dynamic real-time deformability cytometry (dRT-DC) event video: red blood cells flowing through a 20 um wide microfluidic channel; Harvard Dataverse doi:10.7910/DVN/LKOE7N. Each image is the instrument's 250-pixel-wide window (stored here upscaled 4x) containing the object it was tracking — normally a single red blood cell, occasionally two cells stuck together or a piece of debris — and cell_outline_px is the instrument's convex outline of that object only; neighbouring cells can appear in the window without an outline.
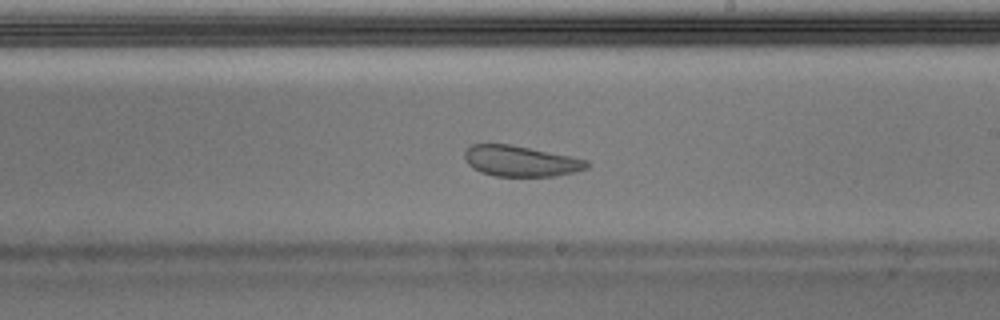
{"species": "Egyptian fruit bat (a non-hibernating species)", "species_latin": "Rousettus aegyptiacus", "temperature_condition": "warm", "stored_images_in_passage": 50, "camera_frame_rate_fps": 3000, "um_per_image_px": 0.085, "animal": {"sex": "male"}, "frame": {"image": 1, "passage_image": 29, "time_ms": 9.333, "image_size_px": [1000, 320], "cell_outline_px": [[588, 168], [576, 172], [552, 176], [496, 176], [480, 172], [472, 168], [468, 164], [464, 156], [464, 152], [472, 144], [512, 144], [588, 160]], "centroid_in_image_um": [44.24, 13.69], "position_along_channel_um": 244.8, "area_um2": 21.85}}